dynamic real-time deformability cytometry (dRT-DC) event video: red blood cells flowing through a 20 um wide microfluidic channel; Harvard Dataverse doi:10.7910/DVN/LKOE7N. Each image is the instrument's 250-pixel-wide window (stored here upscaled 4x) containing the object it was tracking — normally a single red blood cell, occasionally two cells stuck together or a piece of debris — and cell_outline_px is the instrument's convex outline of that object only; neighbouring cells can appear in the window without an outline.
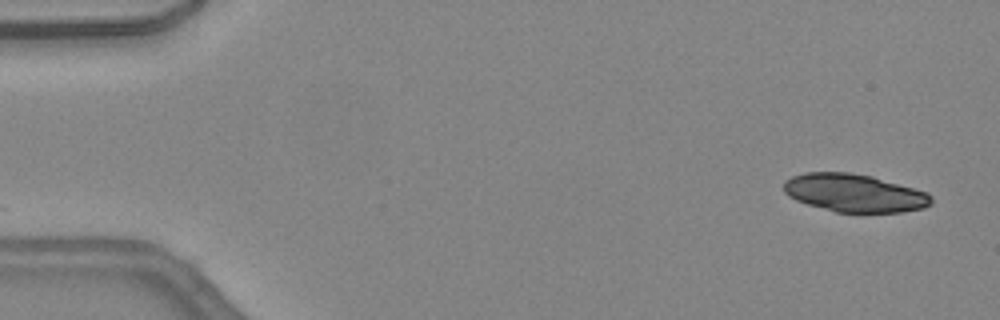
{"species": "common noctule bat (a hibernating species)", "species_latin": "Nyctalus noctula", "temperature_condition": "warm", "stored_images_in_passage": 43, "camera_frame_rate_fps": 3000, "um_per_image_px": 0.085, "animal": {"sex": "female", "body_mass_g": 24.6, "forearm_length_mm": 56.2}, "frame": {"image": 1, "passage_image": 1, "time_ms": 0.0, "image_size_px": [1000, 320], "cell_outline_px": [[932, 204], [924, 208], [900, 212], [836, 212], [808, 204], [796, 200], [788, 196], [784, 192], [784, 180], [792, 176], [804, 172], [848, 172], [872, 176], [928, 192], [932, 196]], "centroid_in_image_um": [72.62, 16.4], "position_along_channel_um": 12.4, "area_um2": 32.71}, "authors_computed_cell_mechanics": {"area_um2": 22.1952, "velocity_mm_per_s": 4.5238, "shape_relaxation_time_tau1_ms": 7.1177, "shape_relaxation_time_tau2_ms": 2.5127, "deformation_change_tau1": 0.2, "deformation_change_tau2": 0.0738}}